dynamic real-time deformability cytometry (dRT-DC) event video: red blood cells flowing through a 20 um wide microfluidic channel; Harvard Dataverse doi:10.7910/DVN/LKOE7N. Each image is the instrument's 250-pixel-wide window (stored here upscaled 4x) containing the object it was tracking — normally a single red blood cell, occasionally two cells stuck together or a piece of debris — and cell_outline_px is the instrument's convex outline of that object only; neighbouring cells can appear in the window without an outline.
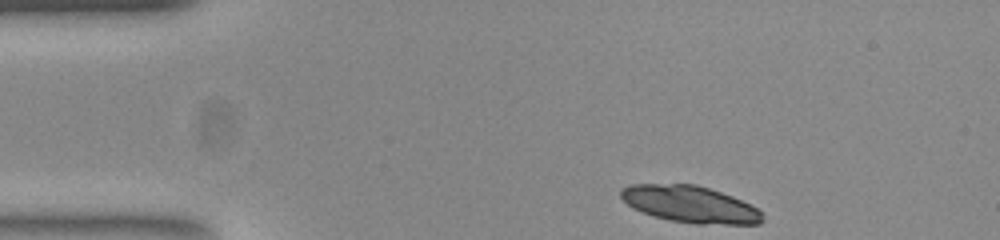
{"species": "common noctule bat (a hibernating species)", "species_latin": "Nyctalus noctula", "temperature_condition": "room temperature", "stored_images_in_passage": 45, "camera_frame_rate_fps": 3000, "um_per_image_px": 0.085, "animal": {"sex": "female", "body_mass_g": 23.0, "forearm_length_mm": 53.4}, "frame": {"image": 1, "passage_image": 1, "time_ms": 0.0, "image_size_px": [1000, 240], "cell_outline_px": [[764, 220], [760, 224], [696, 224], [672, 220], [656, 216], [632, 208], [620, 196], [620, 192], [624, 188], [632, 184], [696, 184], [732, 196], [756, 208], [760, 212]], "centroid_in_image_um": [58.66, 17.36], "position_along_channel_um": 26.3, "area_um2": 29.88}}